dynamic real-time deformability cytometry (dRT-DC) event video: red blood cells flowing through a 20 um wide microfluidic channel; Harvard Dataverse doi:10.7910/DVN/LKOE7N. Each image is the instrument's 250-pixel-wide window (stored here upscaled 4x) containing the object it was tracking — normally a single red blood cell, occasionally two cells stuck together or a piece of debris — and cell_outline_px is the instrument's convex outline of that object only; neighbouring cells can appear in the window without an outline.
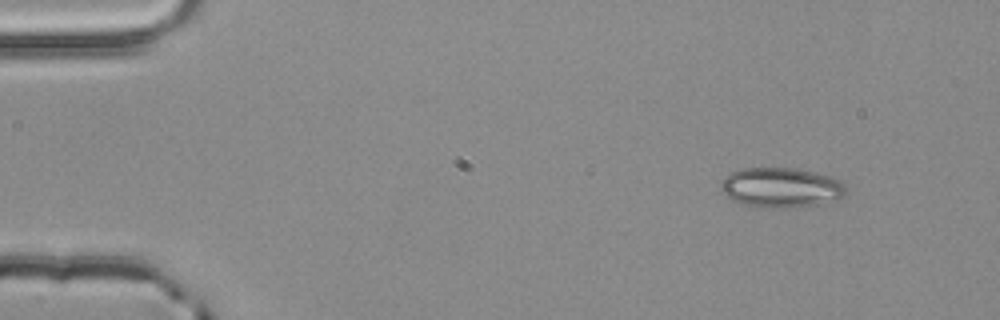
{"species": "common noctule bat (a hibernating species)", "species_latin": "Nyctalus noctula", "temperature_condition": "room temperature", "stored_images_in_passage": 50, "camera_frame_rate_fps": 3000, "um_per_image_px": 0.085, "animal": {"sex": "male", "body_mass_g": 20.4}, "frame": {"image": 1, "passage_image": 2, "time_ms": 0.333, "image_size_px": [1000, 320], "cell_outline_px": [[848, 196], [836, 200], [816, 204], [784, 208], [764, 208], [744, 204], [732, 200], [724, 196], [720, 192], [720, 184], [724, 176], [740, 168], [796, 168], [832, 176], [840, 180], [848, 188]], "centroid_in_image_um": [66.4, 15.94], "position_along_channel_um": 18.6, "area_um2": 29.65}}
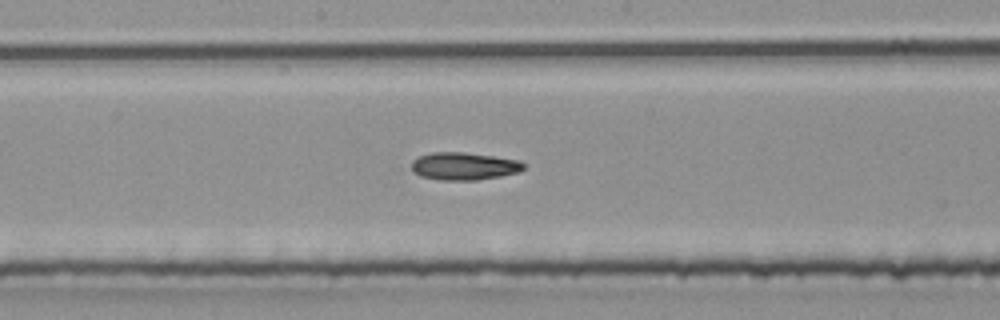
{"frame": {"image": 2, "passage_image": 25, "time_ms": 8.0, "image_size_px": [1000, 320], "cell_outline_px": [[524, 168], [516, 172], [500, 176], [476, 180], [440, 180], [420, 176], [412, 172], [412, 160], [420, 156], [432, 152], [464, 152], [520, 160], [524, 164]], "centroid_in_image_um": [39.4, 14.12], "position_along_channel_um": 208.8, "area_um2": 17.98}}
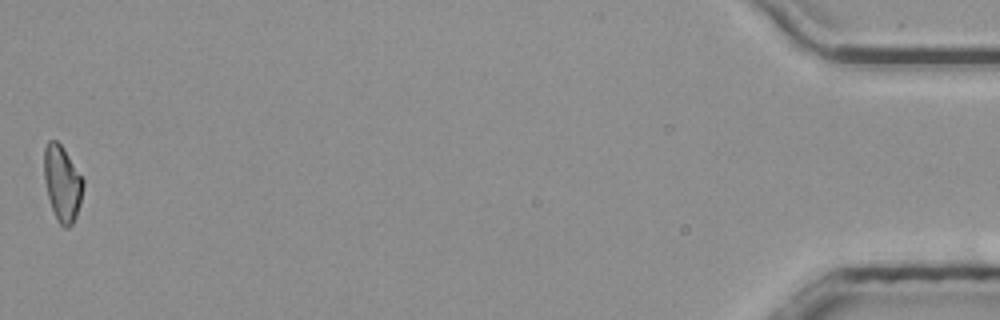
{"frame": {"image": 3, "passage_image": 50, "time_ms": 16.333, "image_size_px": [1000, 320], "cell_outline_px": [[84, 184], [80, 204], [76, 216], [72, 224], [68, 228], [64, 228], [56, 220], [48, 196], [44, 180], [44, 148], [48, 140], [56, 140], [60, 144], [84, 180]], "centroid_in_image_um": [5.28, 15.61], "position_along_channel_um": 429.9, "area_um2": 17.11}}